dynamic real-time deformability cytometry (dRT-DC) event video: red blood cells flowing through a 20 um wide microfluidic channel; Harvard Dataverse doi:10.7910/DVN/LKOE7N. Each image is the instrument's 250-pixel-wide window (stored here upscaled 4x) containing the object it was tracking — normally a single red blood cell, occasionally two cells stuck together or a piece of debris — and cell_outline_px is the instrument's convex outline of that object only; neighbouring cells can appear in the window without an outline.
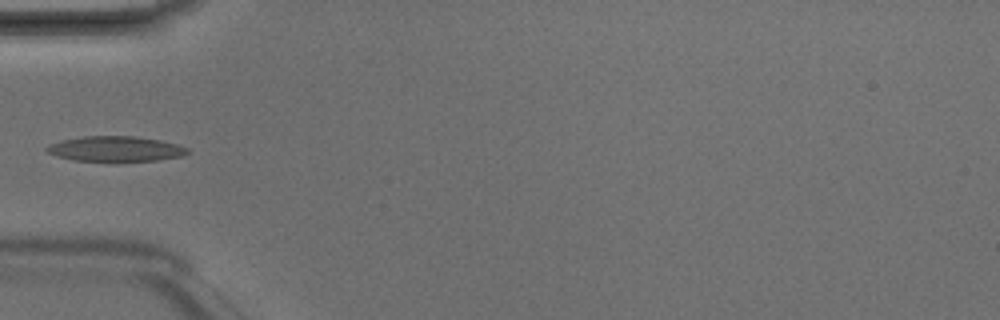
{"species": "Egyptian fruit bat (a non-hibernating species)", "species_latin": "Rousettus aegyptiacus", "temperature_condition": "room temperature", "stored_images_in_passage": 5, "camera_frame_rate_fps": 3000, "um_per_image_px": 0.085, "animal": {"sex": "male"}, "frame": {"image": 1, "passage_image": 4, "time_ms": 1.0, "image_size_px": [1000, 320], "cell_outline_px": [[188, 152], [180, 156], [156, 160], [72, 160], [48, 152], [44, 148], [48, 144], [60, 140], [84, 136], [136, 136], [160, 140], [176, 144], [188, 148]], "centroid_in_image_um": [9.78, 12.63], "position_along_channel_um": 75.2, "area_um2": 20.23}}